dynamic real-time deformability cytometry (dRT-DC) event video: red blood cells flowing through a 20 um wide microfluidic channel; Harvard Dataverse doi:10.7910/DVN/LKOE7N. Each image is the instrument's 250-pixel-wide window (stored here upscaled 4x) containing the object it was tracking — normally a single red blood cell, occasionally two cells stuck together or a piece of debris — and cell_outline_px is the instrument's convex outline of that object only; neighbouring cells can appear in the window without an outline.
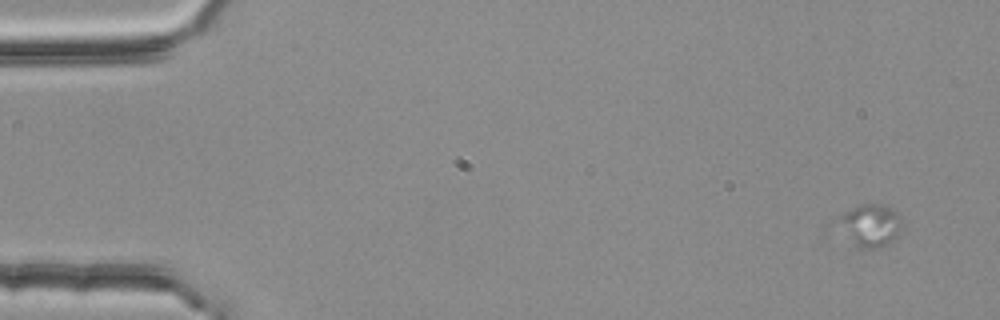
{"species": "common noctule bat (a hibernating species)", "species_latin": "Nyctalus noctula", "temperature_condition": "room temperature", "stored_images_in_passage": 4, "camera_frame_rate_fps": 3000, "um_per_image_px": 0.085, "animal": {"sex": "female", "body_mass_g": 25.1}, "frame": {"image": 1, "passage_image": 1, "time_ms": 0.0, "image_size_px": [1000, 320], "cell_outline_px": [[904, 232], [880, 248], [856, 248], [828, 224], [832, 220], [844, 212], [852, 208], [864, 204], [884, 204], [900, 212]], "centroid_in_image_um": [73.87, 19.17], "position_along_channel_um": 11.1, "area_um2": 17.28}}